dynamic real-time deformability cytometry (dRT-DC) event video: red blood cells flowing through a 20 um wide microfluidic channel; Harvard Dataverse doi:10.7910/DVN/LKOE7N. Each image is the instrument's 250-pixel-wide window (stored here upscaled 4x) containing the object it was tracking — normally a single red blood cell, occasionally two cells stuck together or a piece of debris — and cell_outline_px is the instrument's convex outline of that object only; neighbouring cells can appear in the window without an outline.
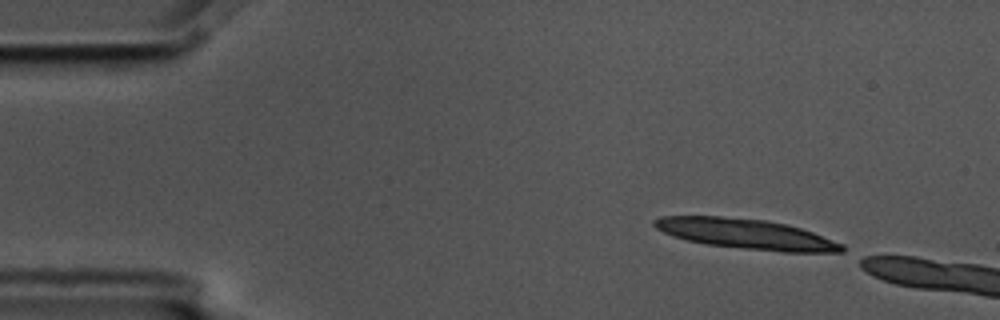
{"species": "common noctule bat (a hibernating species)", "species_latin": "Nyctalus noctula", "temperature_condition": "cold", "stored_images_in_passage": 2, "camera_frame_rate_fps": 3000, "um_per_image_px": 0.085, "animal": {"sex": "male", "body_mass_g": 17.5, "forearm_length_mm": 52.3}, "frame": {"image": 1, "passage_image": 1, "time_ms": 0.0, "image_size_px": [1000, 320], "cell_outline_px": [[844, 252], [784, 252], [704, 244], [672, 236], [656, 228], [652, 224], [652, 220], [660, 216], [720, 216], [764, 220], [784, 224], [800, 228], [812, 232], [844, 244]], "centroid_in_image_um": [63.39, 19.88], "position_along_channel_um": 21.6, "area_um2": 32.71}}